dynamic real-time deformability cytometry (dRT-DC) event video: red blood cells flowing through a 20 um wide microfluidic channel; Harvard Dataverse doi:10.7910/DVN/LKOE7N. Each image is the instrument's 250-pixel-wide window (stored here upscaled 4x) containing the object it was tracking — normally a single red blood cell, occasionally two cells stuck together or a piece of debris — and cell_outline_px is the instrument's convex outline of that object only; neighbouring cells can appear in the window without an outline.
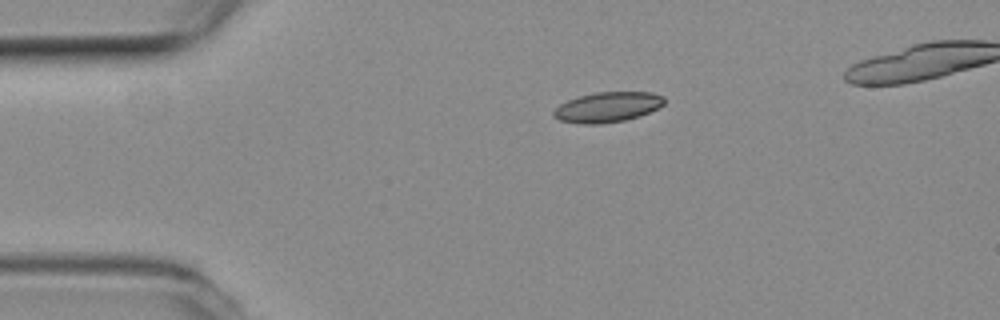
{"species": "common noctule bat (a hibernating species)", "species_latin": "Nyctalus noctula", "temperature_condition": "room temperature", "stored_images_in_passage": 3, "camera_frame_rate_fps": 3000, "um_per_image_px": 0.085, "animal": {"sex": "female", "body_mass_g": 19.3, "forearm_length_mm": 54.1}, "frame": {"image": 1, "passage_image": 1, "time_ms": 0.0, "image_size_px": [1000, 320], "cell_outline_px": [[664, 104], [648, 112], [624, 120], [600, 124], [584, 124], [560, 120], [552, 116], [552, 112], [560, 104], [568, 100], [580, 96], [596, 92], [652, 92], [664, 96]], "centroid_in_image_um": [51.62, 9.1], "position_along_channel_um": 33.4, "area_um2": 19.19}}